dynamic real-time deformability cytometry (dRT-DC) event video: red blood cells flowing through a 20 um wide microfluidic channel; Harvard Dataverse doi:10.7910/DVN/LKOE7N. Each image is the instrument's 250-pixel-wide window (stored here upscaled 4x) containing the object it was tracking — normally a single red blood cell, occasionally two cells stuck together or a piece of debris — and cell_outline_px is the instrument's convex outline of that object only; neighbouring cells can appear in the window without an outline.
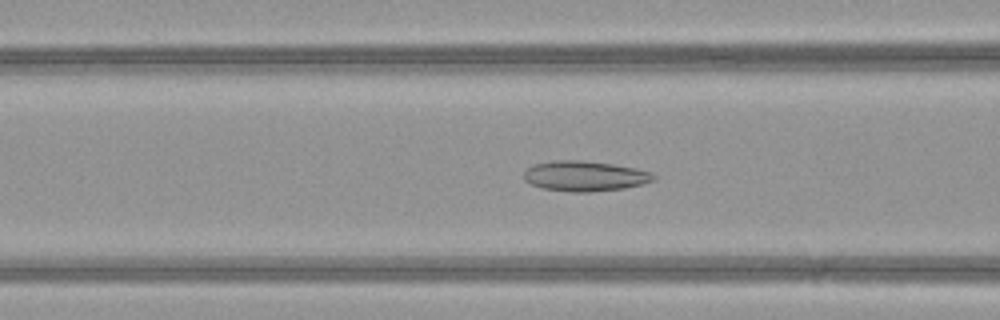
{"species": "common noctule bat (a hibernating species)", "species_latin": "Nyctalus noctula", "temperature_condition": "warm", "stored_images_in_passage": 50, "camera_frame_rate_fps": 3000, "um_per_image_px": 0.085, "animal": {"sex": "female", "body_mass_g": 21.9}, "frame": {"image": 1, "passage_image": 21, "time_ms": 6.667, "image_size_px": [1000, 320], "cell_outline_px": [[656, 180], [624, 188], [588, 192], [572, 192], [540, 188], [524, 180], [524, 172], [532, 164], [552, 160], [584, 160], [612, 164], [636, 168], [652, 172], [656, 176]], "centroid_in_image_um": [49.7, 14.95], "position_along_channel_um": 116.9, "area_um2": 23.0}}
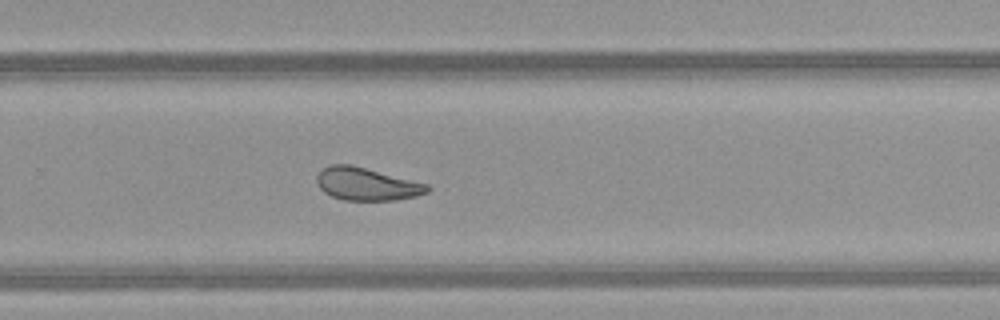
{"frame": {"image": 2, "passage_image": 34, "time_ms": 11.0, "image_size_px": [1000, 320], "cell_outline_px": [[432, 188], [428, 192], [416, 196], [396, 200], [344, 200], [332, 196], [324, 192], [316, 184], [316, 176], [328, 164], [352, 164], [428, 184]], "centroid_in_image_um": [31.16, 15.64], "position_along_channel_um": 298.6, "area_um2": 21.21}}
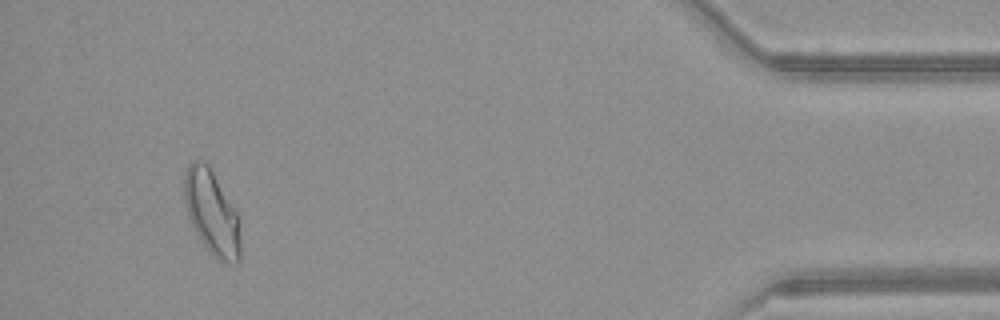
{"frame": {"image": 3, "passage_image": 47, "time_ms": 15.333, "image_size_px": [1000, 320], "cell_outline_px": [[240, 260], [236, 264], [232, 264], [216, 260], [208, 252], [200, 240], [188, 216], [184, 200], [184, 176], [188, 164], [192, 160], [200, 160], [208, 164], [236, 212], [240, 240]], "centroid_in_image_um": [17.98, 18.11], "position_along_channel_um": 417.2, "area_um2": 27.51}, "authors_computed_cell_mechanics": {"area_um2": 24.7095, "velocity_mm_per_s": 4.1975, "shape_relaxation_time_tau1_ms": null, "shape_relaxation_time_tau2_ms": 3.181, "deformation_change_tau1": null, "deformation_change_tau2": 0.0828}}